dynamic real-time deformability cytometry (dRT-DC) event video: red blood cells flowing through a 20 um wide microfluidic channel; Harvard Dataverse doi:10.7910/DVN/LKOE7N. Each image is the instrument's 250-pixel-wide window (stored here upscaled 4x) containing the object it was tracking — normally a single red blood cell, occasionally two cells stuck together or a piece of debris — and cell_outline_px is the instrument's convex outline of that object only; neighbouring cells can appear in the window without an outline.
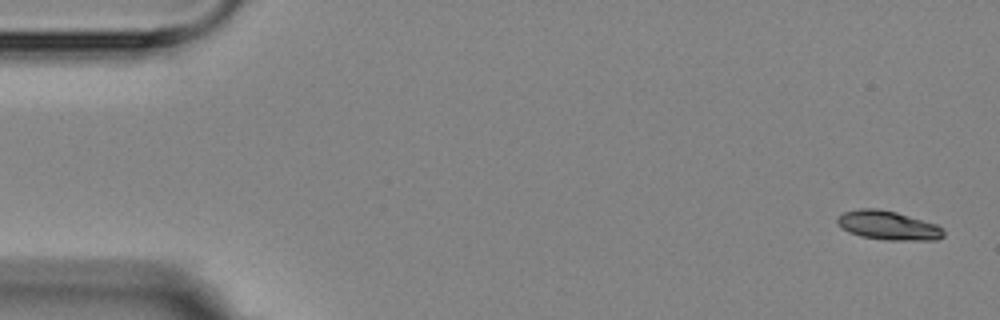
{"species": "Egyptian fruit bat (a non-hibernating species)", "species_latin": "Rousettus aegyptiacus", "temperature_condition": "room temperature", "stored_images_in_passage": 13, "camera_frame_rate_fps": 3000, "um_per_image_px": 0.085, "animal": {"sex": "female"}, "frame": {"image": 1, "passage_image": 1, "time_ms": 0.0, "image_size_px": [1000, 320], "cell_outline_px": [[944, 236], [936, 240], [884, 240], [860, 236], [848, 232], [836, 220], [836, 216], [844, 212], [860, 208], [876, 208], [896, 212], [936, 224], [944, 228]], "centroid_in_image_um": [75.5, 19.16], "position_along_channel_um": 9.5, "area_um2": 17.98}}
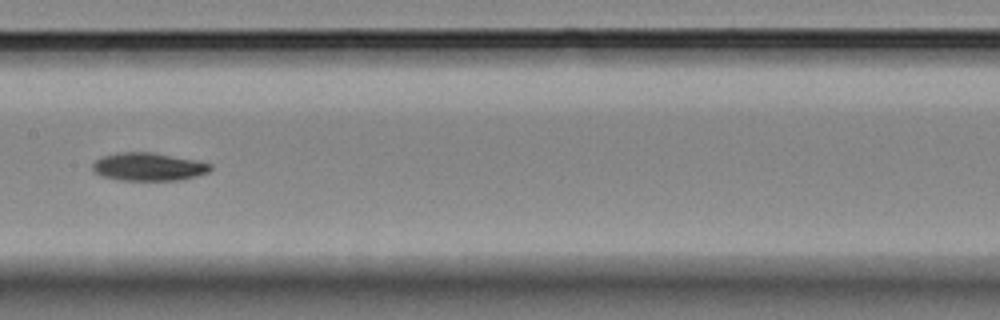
{"frame": {"image": 2, "passage_image": 8, "time_ms": 8.667, "image_size_px": [1000, 320], "cell_outline_px": [[212, 168], [208, 172], [196, 176], [180, 180], [116, 180], [100, 176], [92, 168], [92, 164], [100, 156], [120, 152], [152, 152], [196, 160], [212, 164]], "centroid_in_image_um": [12.6, 14.17], "position_along_channel_um": 194.8, "area_um2": 19.36}}
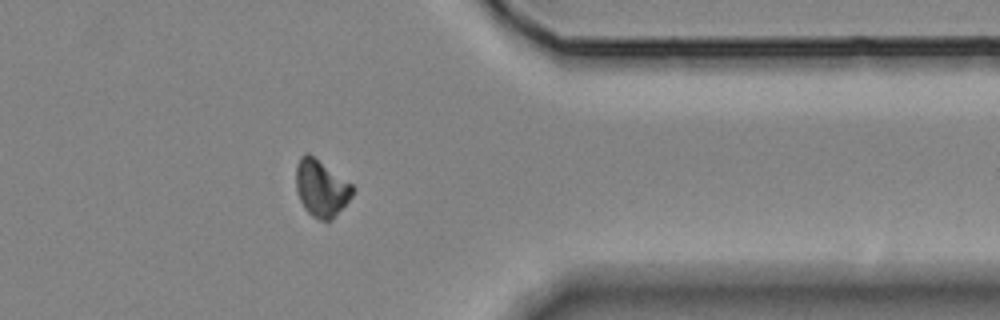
{"frame": {"image": 3, "passage_image": 13, "time_ms": 14.333, "image_size_px": [1000, 320], "cell_outline_px": [[356, 188], [352, 196], [332, 220], [320, 220], [312, 216], [304, 208], [300, 200], [296, 188], [296, 164], [300, 156], [308, 152], [352, 184]], "centroid_in_image_um": [27.3, 15.99], "position_along_channel_um": 384.1, "area_um2": 18.73}, "authors_computed_cell_mechanics": {"area_um2": 18.7272, "velocity_mm_per_s": 3.577, "shape_relaxation_time_tau1_ms": 3.4978, "shape_relaxation_time_tau2_ms": null, "deformation_change_tau1": 0.1177, "deformation_change_tau2": null}}